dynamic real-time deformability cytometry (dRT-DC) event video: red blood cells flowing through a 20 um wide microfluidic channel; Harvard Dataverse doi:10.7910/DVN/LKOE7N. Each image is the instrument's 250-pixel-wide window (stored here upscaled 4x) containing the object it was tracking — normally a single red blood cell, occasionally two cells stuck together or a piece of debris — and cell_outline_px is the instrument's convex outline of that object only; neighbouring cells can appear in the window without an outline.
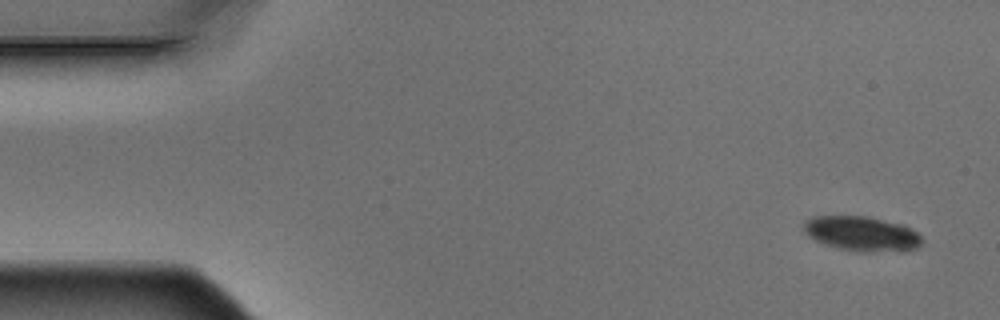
{"species": "Egyptian fruit bat (a non-hibernating species)", "species_latin": "Rousettus aegyptiacus", "temperature_condition": "warm", "stored_images_in_passage": 9, "camera_frame_rate_fps": 3000, "um_per_image_px": 0.085, "animal": {"sex": "male"}, "frame": {"image": 1, "passage_image": 1, "time_ms": 0.0, "image_size_px": [1000, 320], "cell_outline_px": [[924, 240], [916, 248], [868, 252], [860, 252], [840, 248], [824, 244], [808, 236], [804, 232], [804, 220], [812, 216], [868, 216], [900, 224], [916, 232]], "centroid_in_image_um": [73.19, 19.84], "position_along_channel_um": 11.8, "area_um2": 23.58}}
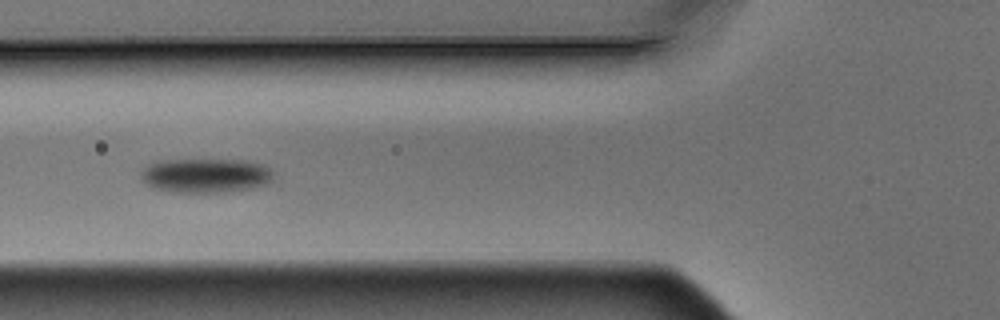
{"frame": {"image": 2, "passage_image": 6, "time_ms": 1.667, "image_size_px": [1000, 320], "cell_outline_px": [[272, 180], [268, 184], [252, 188], [224, 192], [172, 192], [156, 188], [140, 180], [140, 172], [148, 164], [160, 160], [240, 160], [260, 164], [268, 168], [272, 172]], "centroid_in_image_um": [17.44, 14.92], "position_along_channel_um": 108.4, "area_um2": 26.41}}
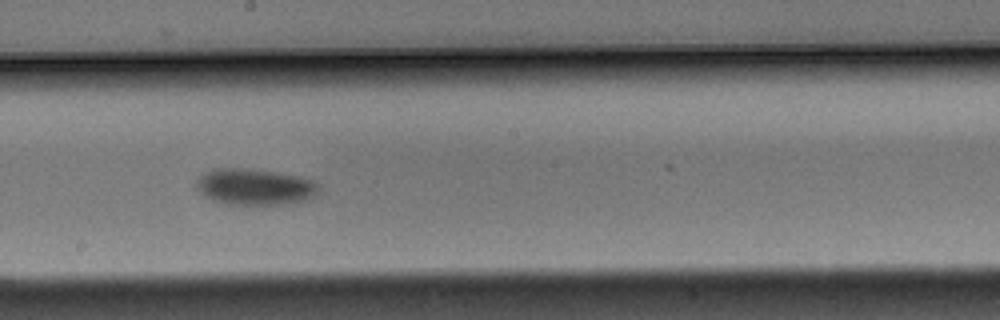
{"frame": {"image": 3, "passage_image": 9, "time_ms": 2.667, "image_size_px": [1000, 320], "cell_outline_px": [[320, 188], [316, 196], [308, 200], [288, 204], [224, 204], [212, 200], [204, 196], [196, 188], [196, 180], [204, 172], [212, 168], [244, 168], [280, 172], [300, 176], [312, 180], [320, 184]], "centroid_in_image_um": [21.68, 15.87], "position_along_channel_um": 226.5, "area_um2": 26.41}}